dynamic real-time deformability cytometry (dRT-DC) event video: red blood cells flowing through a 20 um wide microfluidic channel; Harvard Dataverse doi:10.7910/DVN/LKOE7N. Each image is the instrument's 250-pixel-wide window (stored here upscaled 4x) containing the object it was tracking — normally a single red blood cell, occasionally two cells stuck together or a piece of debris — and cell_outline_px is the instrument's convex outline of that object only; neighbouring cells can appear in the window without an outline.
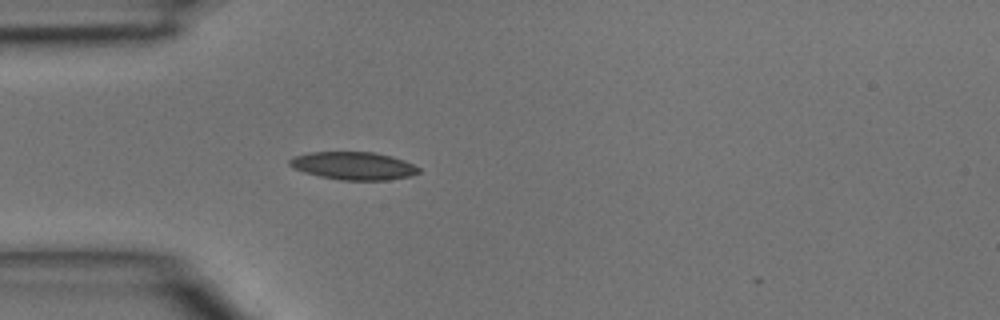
{"species": "common noctule bat (a hibernating species)", "species_latin": "Nyctalus noctula", "temperature_condition": "room temperature", "stored_images_in_passage": 2, "camera_frame_rate_fps": 3000, "um_per_image_px": 0.085, "animal": {"sex": "male", "body_mass_g": 15.6}, "frame": {"image": 1, "passage_image": 2, "time_ms": 0.333, "image_size_px": [1000, 320], "cell_outline_px": [[420, 172], [408, 176], [388, 180], [340, 180], [320, 176], [304, 172], [292, 168], [288, 164], [288, 160], [296, 156], [308, 152], [372, 152], [392, 156], [404, 160], [420, 168]], "centroid_in_image_um": [30.03, 14.09], "position_along_channel_um": 55.0, "area_um2": 20.92}}